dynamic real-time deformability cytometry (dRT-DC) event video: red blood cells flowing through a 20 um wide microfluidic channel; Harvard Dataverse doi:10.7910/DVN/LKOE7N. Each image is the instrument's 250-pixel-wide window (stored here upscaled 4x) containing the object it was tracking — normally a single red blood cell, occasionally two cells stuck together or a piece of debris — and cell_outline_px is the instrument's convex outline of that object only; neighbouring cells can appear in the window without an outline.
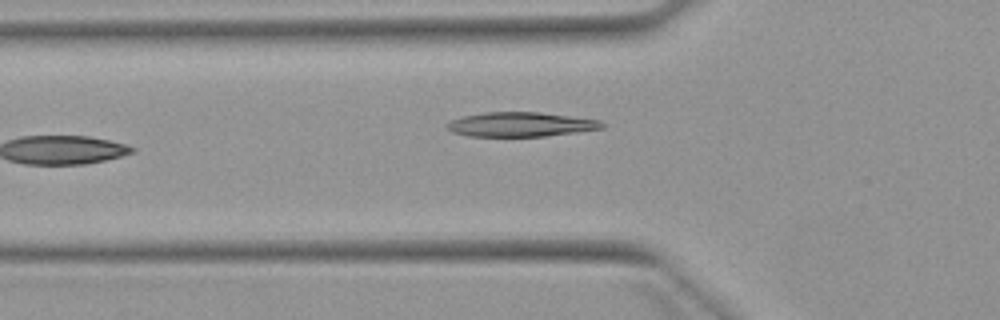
{"species": "Egyptian fruit bat (a non-hibernating species)", "species_latin": "Rousettus aegyptiacus", "temperature_condition": "warm", "stored_images_in_passage": 6, "camera_frame_rate_fps": 3000, "um_per_image_px": 0.085, "animal": {"sex": "female"}, "frame": {"image": 1, "passage_image": 6, "time_ms": 6.0, "image_size_px": [1000, 320], "cell_outline_px": [[608, 124], [604, 128], [576, 132], [544, 136], [468, 136], [452, 132], [444, 128], [444, 124], [452, 120], [464, 116], [484, 112], [540, 112], [600, 120]], "centroid_in_image_um": [44.25, 10.57], "position_along_channel_um": 81.5, "area_um2": 22.2}}